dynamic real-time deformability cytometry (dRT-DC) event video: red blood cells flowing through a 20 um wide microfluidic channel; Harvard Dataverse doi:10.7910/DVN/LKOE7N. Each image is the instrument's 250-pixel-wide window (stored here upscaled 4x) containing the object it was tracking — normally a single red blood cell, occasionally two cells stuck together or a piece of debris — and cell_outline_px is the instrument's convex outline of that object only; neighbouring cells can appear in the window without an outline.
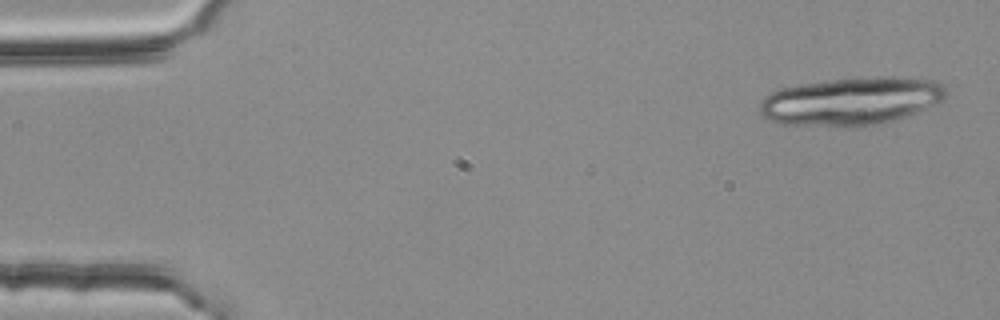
{"species": "common noctule bat (a hibernating species)", "species_latin": "Nyctalus noctula", "temperature_condition": "room temperature", "stored_images_in_passage": 3, "camera_frame_rate_fps": 3000, "um_per_image_px": 0.085, "animal": {"sex": "female", "body_mass_g": 25.1}, "frame": {"image": 1, "passage_image": 1, "time_ms": 0.0, "image_size_px": [1000, 320], "cell_outline_px": [[948, 92], [944, 100], [936, 104], [900, 120], [856, 128], [852, 128], [780, 124], [768, 120], [760, 112], [760, 100], [764, 96], [780, 88], [800, 84], [856, 76], [896, 76], [936, 80], [944, 84], [948, 88]], "centroid_in_image_um": [72.41, 8.6], "position_along_channel_um": 12.6, "area_um2": 53.75}}